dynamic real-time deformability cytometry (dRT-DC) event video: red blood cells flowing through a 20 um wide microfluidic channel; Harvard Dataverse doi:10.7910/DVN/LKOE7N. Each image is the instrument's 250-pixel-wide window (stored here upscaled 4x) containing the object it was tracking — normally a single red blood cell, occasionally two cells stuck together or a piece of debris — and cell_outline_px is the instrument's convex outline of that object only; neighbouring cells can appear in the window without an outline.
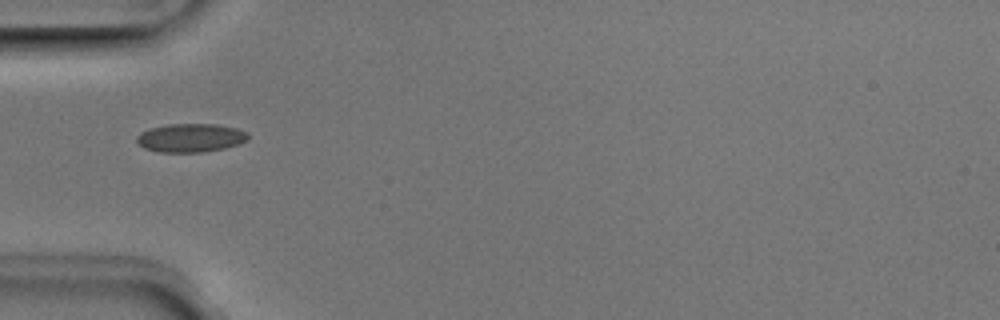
{"species": "Egyptian fruit bat (a non-hibernating species)", "species_latin": "Rousettus aegyptiacus", "temperature_condition": "room temperature", "stored_images_in_passage": 35, "camera_frame_rate_fps": 3000, "um_per_image_px": 0.085, "animal": {"sex": "male"}, "frame": {"image": 1, "passage_image": 1, "time_ms": 0.0, "image_size_px": [1000, 320], "cell_outline_px": [[248, 140], [224, 148], [204, 152], [160, 152], [144, 148], [136, 140], [136, 136], [140, 132], [148, 128], [168, 124], [216, 124], [236, 128], [248, 132]], "centroid_in_image_um": [16.18, 11.71], "position_along_channel_um": 68.8, "area_um2": 18.55}}
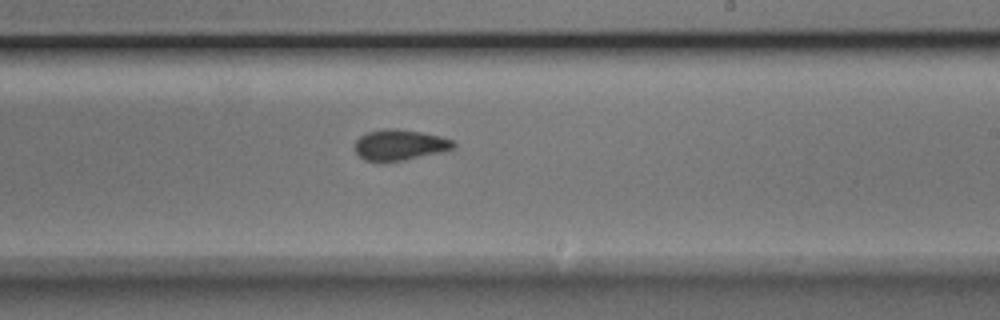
{"frame": {"image": 2, "passage_image": 15, "time_ms": 4.667, "image_size_px": [1000, 320], "cell_outline_px": [[456, 144], [452, 148], [444, 152], [404, 160], [364, 160], [352, 148], [356, 140], [360, 136], [368, 132], [384, 128], [396, 128], [420, 132], [440, 136], [452, 140]], "centroid_in_image_um": [33.97, 12.3], "position_along_channel_um": 255.0, "area_um2": 17.57}}
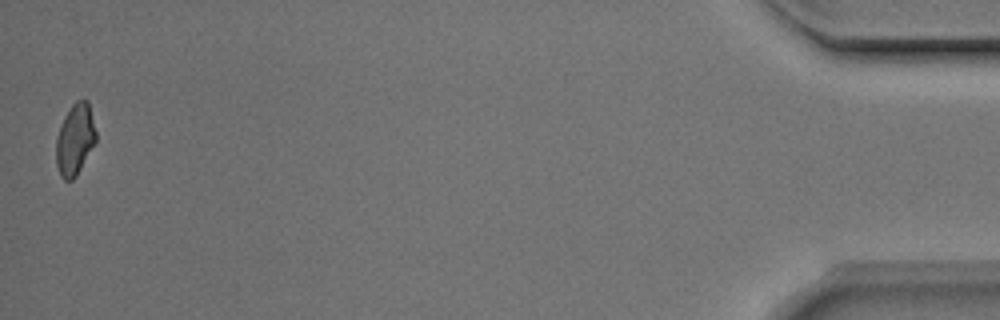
{"frame": {"image": 3, "passage_image": 35, "time_ms": 11.333, "image_size_px": [1000, 320], "cell_outline_px": [[96, 140], [76, 176], [72, 180], [64, 180], [60, 176], [56, 164], [56, 136], [64, 116], [72, 104], [76, 100], [88, 100], [96, 132]], "centroid_in_image_um": [6.36, 11.85], "position_along_channel_um": 428.8, "area_um2": 16.47}, "authors_computed_cell_mechanics": {"area_um2": 17.6868, "velocity_mm_per_s": 3.9958, "shape_relaxation_time_tau1_ms": 6.8134, "shape_relaxation_time_tau2_ms": 0.9909, "deformation_change_tau1": 0.1263, "deformation_change_tau2": 0.048}}